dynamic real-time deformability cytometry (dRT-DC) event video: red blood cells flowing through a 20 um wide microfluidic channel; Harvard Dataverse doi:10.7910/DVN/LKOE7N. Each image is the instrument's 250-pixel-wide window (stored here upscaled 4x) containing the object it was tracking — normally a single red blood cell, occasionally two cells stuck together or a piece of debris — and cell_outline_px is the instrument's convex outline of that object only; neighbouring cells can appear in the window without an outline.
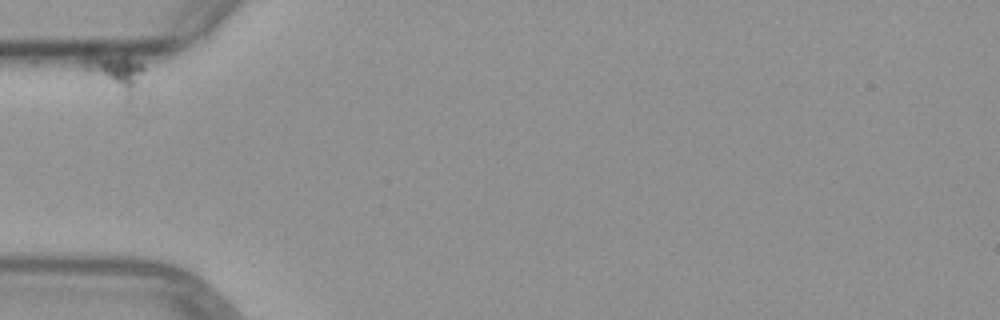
{"species": "common noctule bat (a hibernating species)", "species_latin": "Nyctalus noctula", "temperature_condition": "warm", "stored_images_in_passage": 7, "camera_frame_rate_fps": 3000, "um_per_image_px": 0.085, "animal": {"sex": "female", "body_mass_g": 29.2, "forearm_length_mm": 56.3}, "frame": {"image": 1, "passage_image": 1, "time_ms": 0.0, "image_size_px": [1000, 320], "cell_outline_px": [[144, 68], [132, 84], [128, 88], [88, 72], [84, 68], [80, 60], [88, 48], [92, 48], [128, 56], [144, 64]], "centroid_in_image_um": [9.53, 5.65], "position_along_channel_um": 75.5, "area_um2": 11.1}}
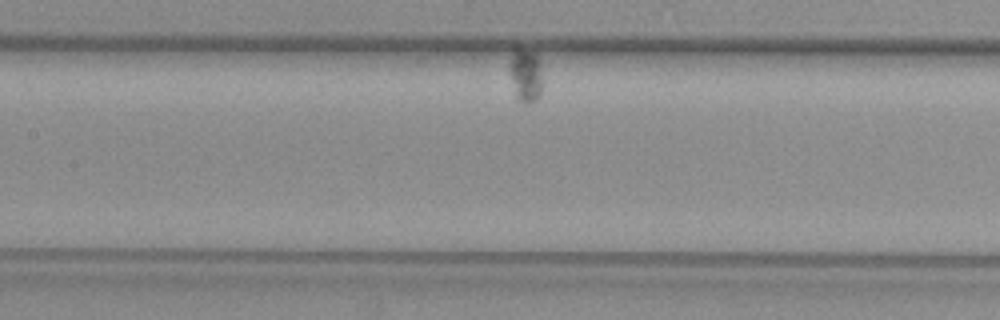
{"frame": {"image": 2, "passage_image": 5, "time_ms": 4.667, "image_size_px": [1000, 320], "cell_outline_px": [[544, 84], [540, 96], [532, 100], [520, 100], [516, 96], [508, 68], [508, 64], [516, 44], [536, 52], [540, 64]], "centroid_in_image_um": [44.69, 6.26], "position_along_channel_um": 162.7, "area_um2": 10.64}}
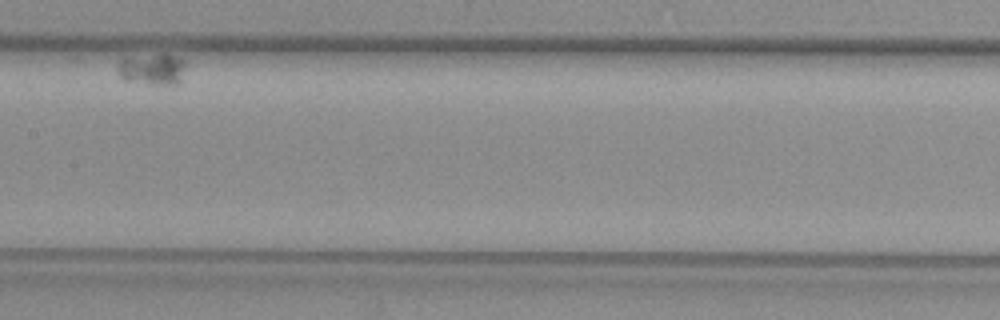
{"frame": {"image": 3, "passage_image": 6, "time_ms": 6.0, "image_size_px": [1000, 320], "cell_outline_px": [[184, 64], [180, 80], [176, 84], [148, 84], [124, 80], [120, 76], [120, 60], [124, 56], [160, 52], [168, 52], [184, 60]], "centroid_in_image_um": [12.93, 5.81], "position_along_channel_um": 194.5, "area_um2": 12.72}}